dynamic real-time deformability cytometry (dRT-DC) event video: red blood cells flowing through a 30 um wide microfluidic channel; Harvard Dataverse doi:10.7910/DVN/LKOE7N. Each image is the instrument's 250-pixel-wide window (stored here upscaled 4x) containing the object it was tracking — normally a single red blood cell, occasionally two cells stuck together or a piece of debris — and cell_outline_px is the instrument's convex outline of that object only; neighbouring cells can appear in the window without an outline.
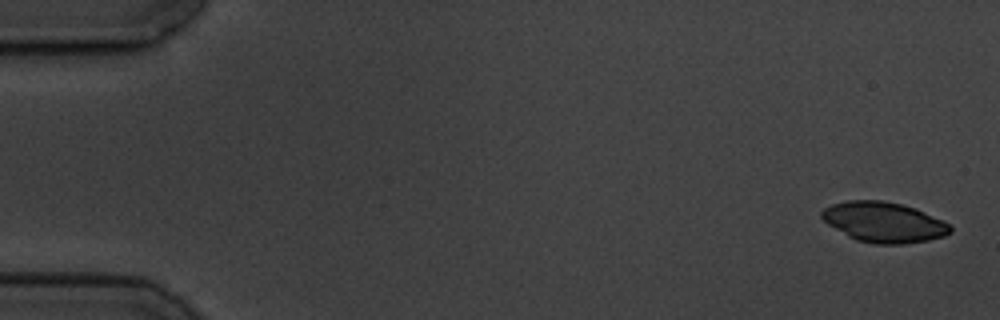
{"species": "common noctule bat (a hibernating species)", "species_latin": "Nyctalus noctula", "temperature_condition": "cold", "stored_images_in_passage": 5, "camera_frame_rate_fps": 3000, "um_per_image_px": 0.085, "animal": {"sex": "male", "body_mass_g": 19.5, "forearm_length_mm": 54.6}, "frame": {"image": 1, "passage_image": 1, "time_ms": 0.0, "image_size_px": [1000, 320], "cell_outline_px": [[952, 232], [944, 236], [928, 240], [904, 244], [876, 244], [856, 240], [848, 236], [828, 224], [820, 216], [820, 212], [824, 208], [832, 204], [848, 200], [884, 200], [916, 208], [944, 220], [952, 228]], "centroid_in_image_um": [75.13, 18.88], "position_along_channel_um": 9.9, "area_um2": 30.29}}